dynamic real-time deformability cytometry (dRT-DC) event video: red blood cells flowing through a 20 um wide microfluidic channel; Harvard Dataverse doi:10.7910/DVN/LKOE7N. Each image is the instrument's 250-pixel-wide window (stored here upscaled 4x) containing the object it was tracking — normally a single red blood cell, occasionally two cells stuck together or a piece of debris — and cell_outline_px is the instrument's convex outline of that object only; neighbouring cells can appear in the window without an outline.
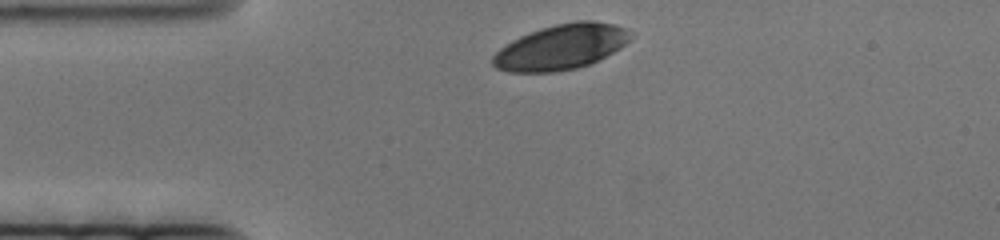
{"species": "human", "species_latin": "Homo sapiens", "temperature_condition": "cold", "stored_images_in_passage": 50, "camera_frame_rate_fps": 3000, "um_per_image_px": 0.085, "donor": {"sex": "female"}, "frame": {"image": 1, "passage_image": 1, "time_ms": 0.0, "image_size_px": [1000, 240], "cell_outline_px": [[632, 36], [620, 48], [588, 64], [576, 68], [552, 72], [508, 72], [496, 68], [492, 64], [492, 56], [500, 48], [512, 40], [520, 36], [540, 28], [556, 24], [576, 20], [592, 20], [616, 24], [628, 28]], "centroid_in_image_um": [47.68, 3.98], "position_along_channel_um": 37.3, "area_um2": 36.18}}
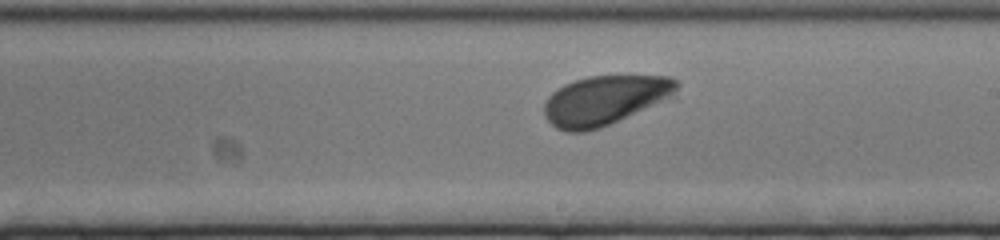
{"frame": {"image": 2, "passage_image": 29, "time_ms": 9.333, "image_size_px": [1000, 240], "cell_outline_px": [[680, 84], [676, 96], [600, 128], [584, 132], [568, 132], [556, 128], [544, 116], [544, 104], [548, 96], [552, 92], [564, 84], [588, 76], [668, 76], [676, 80]], "centroid_in_image_um": [51.43, 8.52], "position_along_channel_um": 237.6, "area_um2": 38.32}}
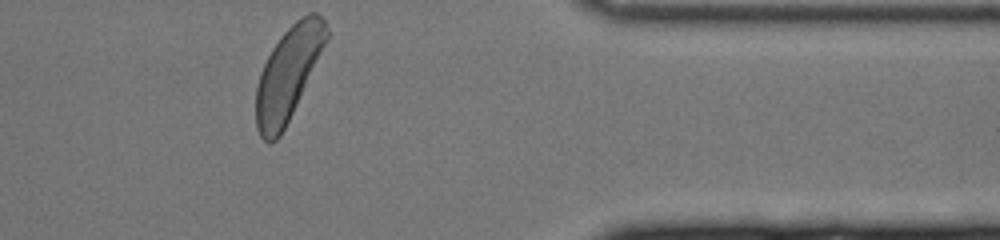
{"frame": {"image": 3, "passage_image": 50, "time_ms": 16.333, "image_size_px": [1000, 240], "cell_outline_px": [[328, 36], [292, 112], [280, 136], [276, 140], [268, 144], [260, 136], [256, 128], [256, 88], [260, 72], [272, 48], [280, 36], [296, 20], [308, 12], [316, 12], [324, 16], [328, 28]], "centroid_in_image_um": [24.46, 6.23], "position_along_channel_um": 386.9, "area_um2": 37.4}}